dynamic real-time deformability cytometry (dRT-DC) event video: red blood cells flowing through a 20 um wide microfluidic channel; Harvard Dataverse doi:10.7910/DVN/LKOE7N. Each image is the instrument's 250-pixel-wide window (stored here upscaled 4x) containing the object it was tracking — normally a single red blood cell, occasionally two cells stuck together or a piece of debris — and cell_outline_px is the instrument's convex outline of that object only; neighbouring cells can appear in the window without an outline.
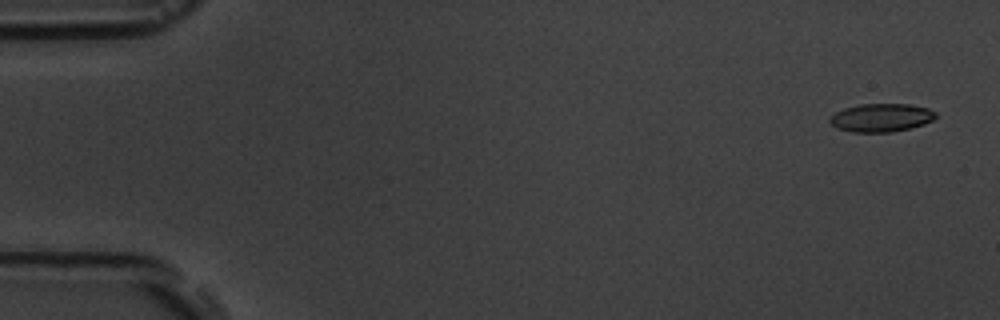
{"species": "common noctule bat (a hibernating species)", "species_latin": "Nyctalus noctula", "temperature_condition": "room temperature", "stored_images_in_passage": 4, "camera_frame_rate_fps": 3000, "um_per_image_px": 0.085, "animal": {"sex": "male", "body_mass_g": 19.5, "forearm_length_mm": 54.6}, "frame": {"image": 1, "passage_image": 1, "time_ms": 0.0, "image_size_px": [1000, 320], "cell_outline_px": [[936, 116], [932, 120], [924, 124], [892, 132], [852, 132], [836, 128], [828, 120], [836, 112], [844, 108], [860, 104], [908, 104], [928, 108], [936, 112]], "centroid_in_image_um": [74.89, 10.0], "position_along_channel_um": 10.1, "area_um2": 17.34}}
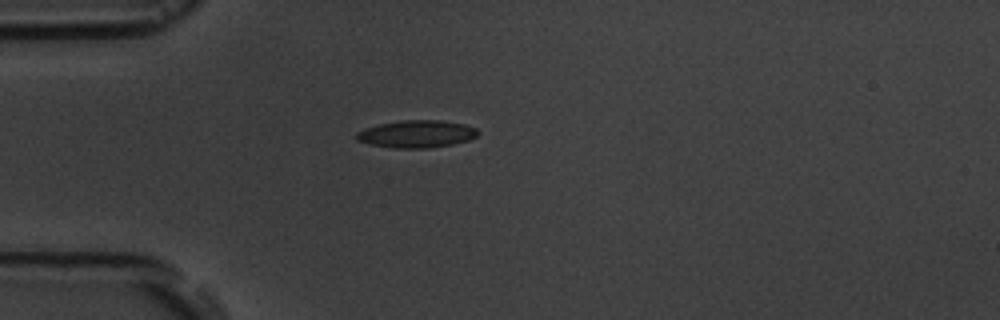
{"frame": {"image": 2, "passage_image": 4, "time_ms": 4.333, "image_size_px": [1000, 320], "cell_outline_px": [[480, 132], [476, 136], [468, 140], [452, 144], [428, 148], [392, 148], [368, 144], [356, 140], [356, 132], [364, 128], [380, 124], [400, 120], [440, 120], [464, 124], [476, 128]], "centroid_in_image_um": [35.39, 11.39], "position_along_channel_um": 49.6, "area_um2": 19.48}}